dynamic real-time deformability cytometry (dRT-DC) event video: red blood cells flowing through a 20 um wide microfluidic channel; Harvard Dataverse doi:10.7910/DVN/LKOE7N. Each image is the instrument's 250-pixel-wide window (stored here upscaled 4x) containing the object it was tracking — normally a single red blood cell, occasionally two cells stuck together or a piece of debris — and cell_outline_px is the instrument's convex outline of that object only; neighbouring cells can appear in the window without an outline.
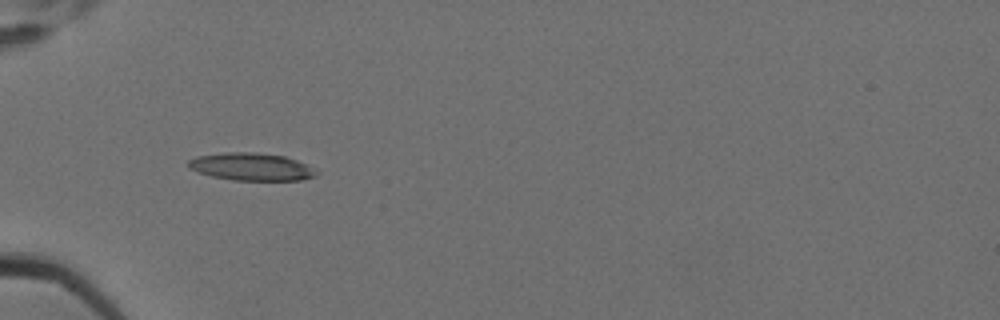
{"species": "Egyptian fruit bat (a non-hibernating species)", "species_latin": "Rousettus aegyptiacus", "temperature_condition": "cold", "stored_images_in_passage": 7, "camera_frame_rate_fps": 3000, "um_per_image_px": 0.085, "animal": {"sex": "female"}, "frame": {"image": 1, "passage_image": 5, "time_ms": 1.333, "image_size_px": [1000, 320], "cell_outline_px": [[320, 172], [316, 176], [300, 180], [232, 180], [212, 176], [196, 172], [188, 168], [188, 160], [196, 156], [224, 152], [256, 152], [284, 156], [296, 160], [316, 168]], "centroid_in_image_um": [21.37, 14.17], "position_along_channel_um": 63.6, "area_um2": 20.81}}
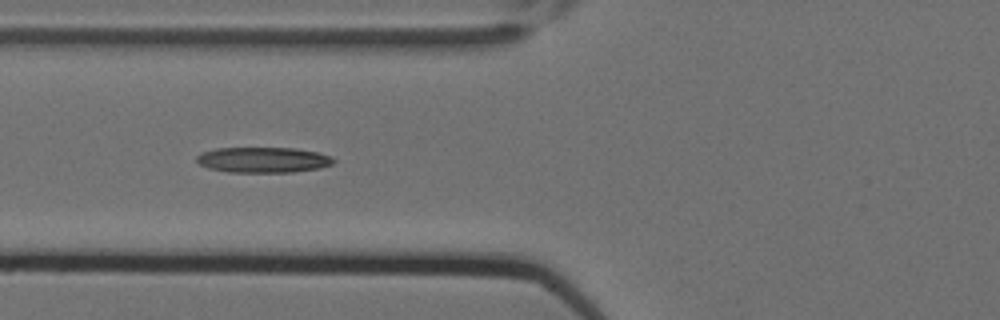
{"frame": {"image": 2, "passage_image": 6, "time_ms": 1.667, "image_size_px": [1000, 320], "cell_outline_px": [[336, 160], [332, 164], [320, 168], [292, 172], [228, 172], [208, 168], [200, 164], [196, 160], [196, 156], [204, 152], [216, 148], [296, 148], [320, 152], [332, 156]], "centroid_in_image_um": [22.41, 13.58], "position_along_channel_um": 103.4, "area_um2": 20.46}}
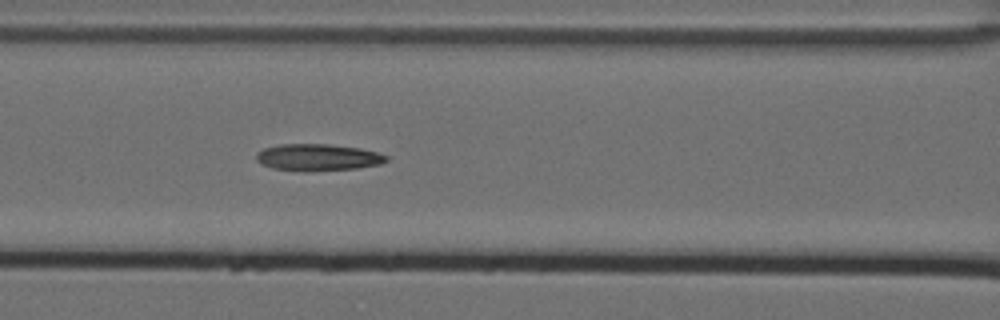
{"frame": {"image": 3, "passage_image": 7, "time_ms": 2.0, "image_size_px": [1000, 320], "cell_outline_px": [[388, 160], [380, 164], [356, 168], [304, 172], [272, 168], [260, 164], [256, 160], [256, 152], [264, 148], [280, 144], [328, 144], [360, 148], [376, 152], [388, 156]], "centroid_in_image_um": [26.97, 13.38], "position_along_channel_um": 139.6, "area_um2": 20.46}}